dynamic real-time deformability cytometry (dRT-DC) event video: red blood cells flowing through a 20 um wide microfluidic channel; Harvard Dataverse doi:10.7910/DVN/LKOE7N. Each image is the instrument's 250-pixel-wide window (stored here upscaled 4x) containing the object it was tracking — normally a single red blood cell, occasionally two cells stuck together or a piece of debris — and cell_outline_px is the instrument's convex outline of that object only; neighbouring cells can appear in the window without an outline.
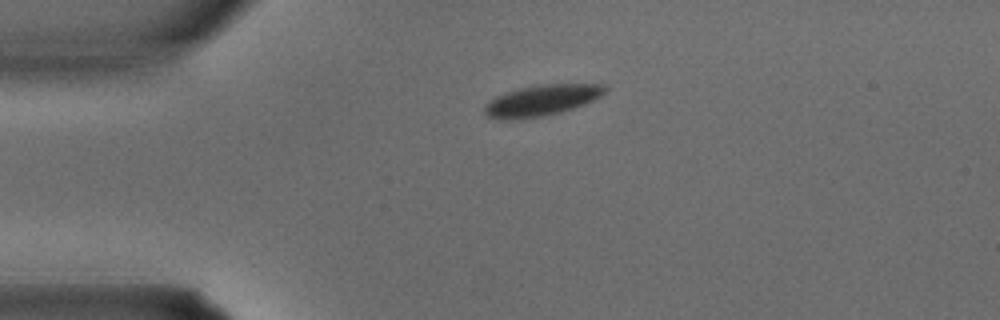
{"species": "common noctule bat (a hibernating species)", "species_latin": "Nyctalus noctula", "temperature_condition": "warm", "stored_images_in_passage": 28, "camera_frame_rate_fps": 3000, "um_per_image_px": 0.085, "animal": {"sex": "male", "body_mass_g": 15.6}, "frame": {"image": 1, "passage_image": 1, "time_ms": 0.0, "image_size_px": [1000, 320], "cell_outline_px": [[608, 88], [600, 96], [584, 104], [560, 112], [544, 116], [508, 120], [500, 120], [484, 116], [484, 104], [496, 96], [520, 88], [544, 84], [604, 84]], "centroid_in_image_um": [45.99, 8.54], "position_along_channel_um": 39.0, "area_um2": 21.62}}
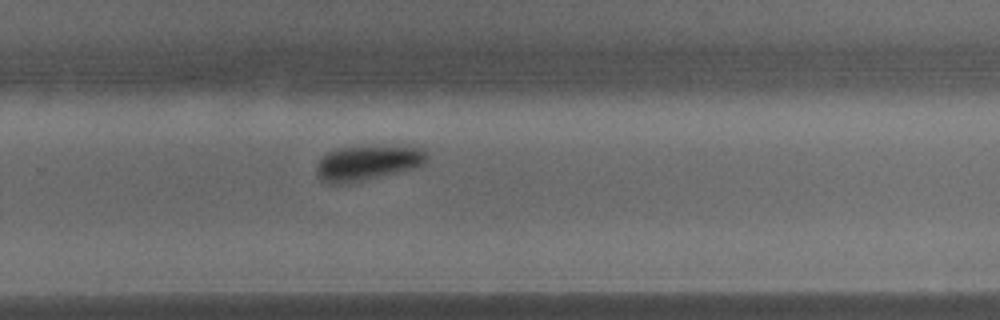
{"frame": {"image": 2, "passage_image": 16, "time_ms": 5.0, "image_size_px": [1000, 320], "cell_outline_px": [[428, 156], [424, 164], [420, 168], [348, 184], [328, 184], [320, 180], [316, 172], [316, 164], [328, 152], [336, 148], [424, 148]], "centroid_in_image_um": [31.23, 13.91], "position_along_channel_um": 298.6, "area_um2": 22.31}}
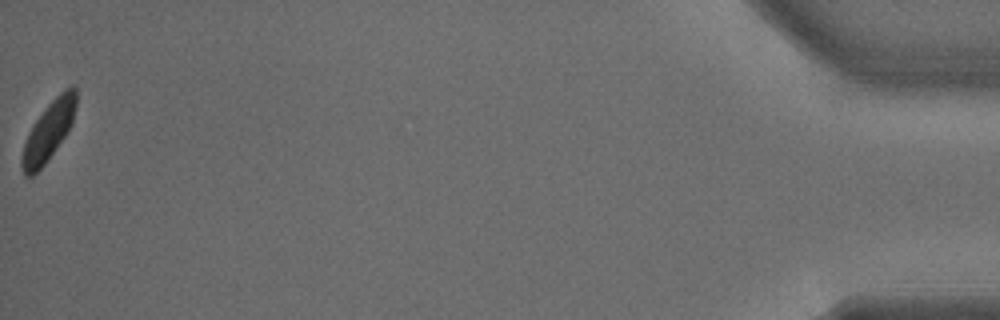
{"frame": {"image": 3, "passage_image": 28, "time_ms": 9.0, "image_size_px": [1000, 320], "cell_outline_px": [[76, 104], [72, 124], [64, 136], [44, 164], [32, 176], [24, 176], [20, 164], [20, 160], [24, 144], [28, 132], [32, 124], [44, 108], [60, 92], [72, 84], [76, 88]], "centroid_in_image_um": [4.1, 11.13], "position_along_channel_um": 431.1, "area_um2": 18.5}}